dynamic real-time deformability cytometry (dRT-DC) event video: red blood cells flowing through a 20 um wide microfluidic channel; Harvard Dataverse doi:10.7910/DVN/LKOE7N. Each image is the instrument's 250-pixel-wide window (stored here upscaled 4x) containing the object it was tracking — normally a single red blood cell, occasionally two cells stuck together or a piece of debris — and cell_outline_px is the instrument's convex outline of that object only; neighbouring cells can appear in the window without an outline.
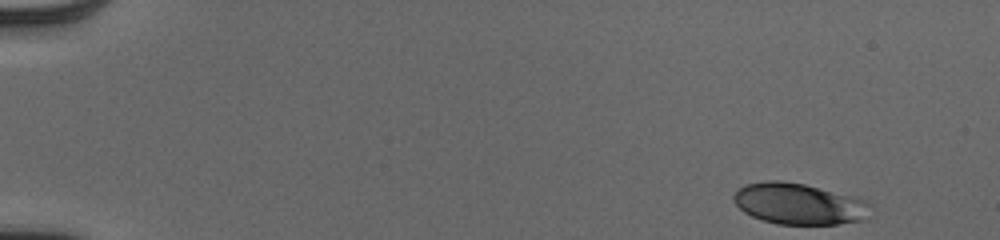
{"species": "human", "species_latin": "Homo sapiens", "temperature_condition": "cold", "stored_images_in_passage": 49, "camera_frame_rate_fps": 3000, "um_per_image_px": 0.085, "donor": {"sex": "male"}, "frame": {"image": 1, "passage_image": 1, "time_ms": 0.0, "image_size_px": [1000, 240], "cell_outline_px": [[872, 204], [860, 220], [836, 224], [776, 224], [752, 216], [744, 212], [732, 200], [732, 196], [744, 184], [768, 180], [780, 180], [804, 184], [852, 196], [864, 200]], "centroid_in_image_um": [67.84, 17.31], "position_along_channel_um": 17.2, "area_um2": 32.43}}
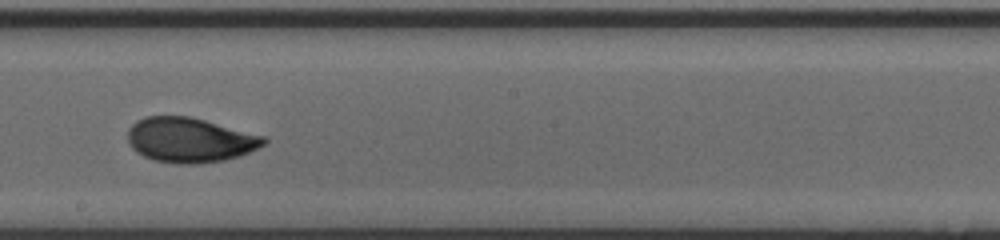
{"frame": {"image": 2, "passage_image": 28, "time_ms": 9.0, "image_size_px": [1000, 240], "cell_outline_px": [[268, 140], [264, 144], [240, 156], [224, 160], [196, 164], [176, 164], [152, 160], [136, 152], [132, 148], [128, 140], [128, 128], [136, 120], [144, 116], [188, 116], [204, 120], [264, 136]], "centroid_in_image_um": [16.09, 11.9], "position_along_channel_um": 232.1, "area_um2": 35.49}}
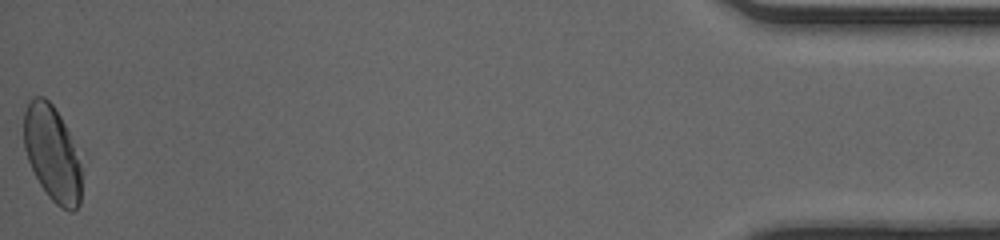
{"frame": {"image": 3, "passage_image": 49, "time_ms": 16.0, "image_size_px": [1000, 240], "cell_outline_px": [[80, 204], [72, 212], [68, 212], [60, 208], [48, 196], [40, 184], [28, 160], [24, 148], [24, 112], [28, 104], [36, 96], [44, 96], [52, 104], [60, 116], [68, 132], [80, 164]], "centroid_in_image_um": [4.42, 13.07], "position_along_channel_um": 430.8, "area_um2": 31.56}, "authors_computed_cell_mechanics": {"area_um2": 33.6396, "velocity_mm_per_s": 4.0462, "shape_relaxation_time_tau1_ms": 4.4562, "shape_relaxation_time_tau2_ms": 0.9068, "deformation_change_tau1": 0.1451, "deformation_change_tau2": 0.0554}}